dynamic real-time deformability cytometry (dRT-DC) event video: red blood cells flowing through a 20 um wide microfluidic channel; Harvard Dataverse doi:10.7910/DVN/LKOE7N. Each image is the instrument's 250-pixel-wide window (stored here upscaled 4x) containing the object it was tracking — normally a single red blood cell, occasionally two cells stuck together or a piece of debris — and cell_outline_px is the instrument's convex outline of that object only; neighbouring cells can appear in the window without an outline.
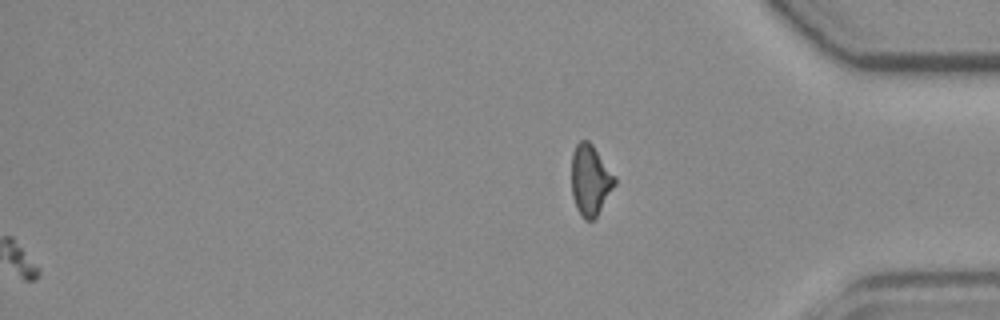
{"species": "common noctule bat (a hibernating species)", "species_latin": "Nyctalus noctula", "temperature_condition": "room temperature", "stored_images_in_passage": 52, "camera_frame_rate_fps": 3000, "um_per_image_px": 0.085, "animal": {"sex": "female", "body_mass_g": 19.3, "forearm_length_mm": 54.1}, "frame": {"image": 1, "passage_image": 52, "time_ms": 17.0, "image_size_px": [1000, 320], "cell_outline_px": [[616, 184], [596, 216], [592, 220], [584, 220], [580, 216], [576, 208], [572, 196], [572, 152], [576, 144], [580, 140], [588, 140], [592, 144], [616, 176]], "centroid_in_image_um": [50.17, 15.3], "position_along_channel_um": 385.0, "area_um2": 17.86}}